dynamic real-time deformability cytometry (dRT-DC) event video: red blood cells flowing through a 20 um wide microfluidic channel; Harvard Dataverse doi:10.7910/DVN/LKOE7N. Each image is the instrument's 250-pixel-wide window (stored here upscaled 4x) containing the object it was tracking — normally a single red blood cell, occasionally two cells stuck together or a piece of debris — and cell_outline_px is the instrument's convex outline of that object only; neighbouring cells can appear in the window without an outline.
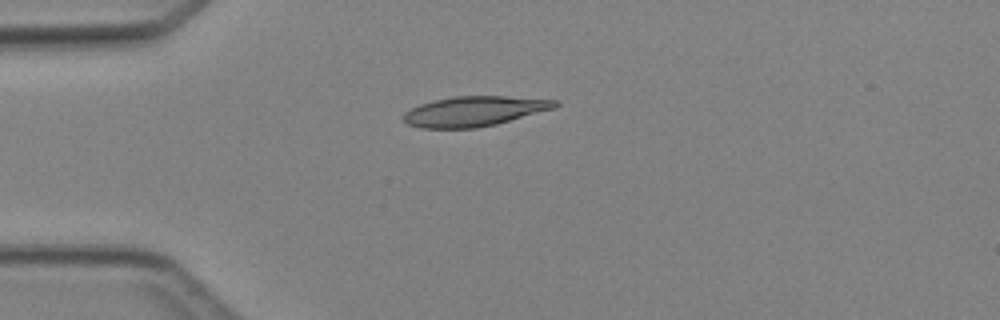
{"species": "Egyptian fruit bat (a non-hibernating species)", "species_latin": "Rousettus aegyptiacus", "temperature_condition": "cold", "stored_images_in_passage": 4, "camera_frame_rate_fps": 3000, "um_per_image_px": 0.085, "animal": {"sex": "female"}, "frame": {"image": 1, "passage_image": 3, "time_ms": 2.333, "image_size_px": [1000, 320], "cell_outline_px": [[560, 104], [556, 108], [496, 124], [476, 128], [420, 128], [408, 124], [404, 120], [404, 112], [420, 104], [452, 96], [508, 96], [556, 100]], "centroid_in_image_um": [40.34, 9.45], "position_along_channel_um": 44.7, "area_um2": 26.41}}